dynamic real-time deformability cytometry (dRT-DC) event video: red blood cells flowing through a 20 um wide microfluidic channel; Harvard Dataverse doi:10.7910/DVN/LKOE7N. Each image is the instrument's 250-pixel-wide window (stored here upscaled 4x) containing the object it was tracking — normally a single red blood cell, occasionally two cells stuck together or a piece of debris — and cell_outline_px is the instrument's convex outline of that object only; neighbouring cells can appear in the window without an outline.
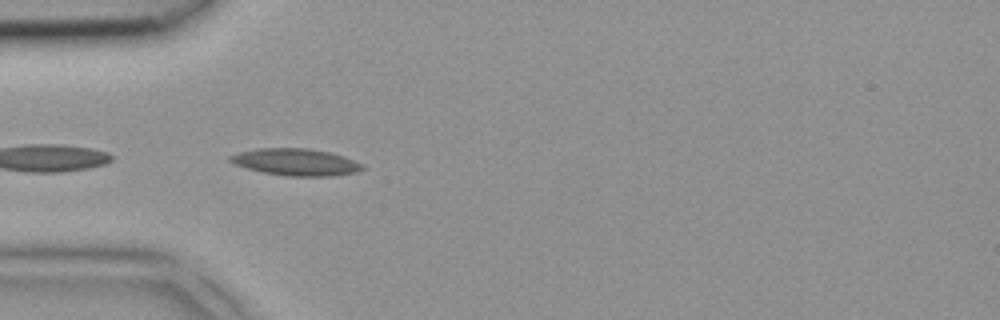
{"species": "common noctule bat (a hibernating species)", "species_latin": "Nyctalus noctula", "temperature_condition": "room temperature", "stored_images_in_passage": 3, "camera_frame_rate_fps": 3000, "um_per_image_px": 0.085, "animal": {"sex": "female", "body_mass_g": 18.4}, "frame": {"image": 1, "passage_image": 2, "time_ms": 0.333, "image_size_px": [1000, 320], "cell_outline_px": [[364, 168], [356, 172], [332, 176], [288, 176], [264, 172], [248, 168], [236, 164], [228, 160], [228, 156], [240, 152], [256, 148], [308, 148], [328, 152], [344, 156], [364, 164]], "centroid_in_image_um": [25.17, 13.77], "position_along_channel_um": 59.8, "area_um2": 20.63}}